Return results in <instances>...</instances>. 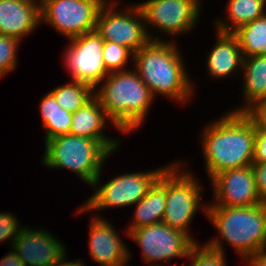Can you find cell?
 I'll return each instance as SVG.
<instances>
[{
  "label": "cell",
  "mask_w": 266,
  "mask_h": 266,
  "mask_svg": "<svg viewBox=\"0 0 266 266\" xmlns=\"http://www.w3.org/2000/svg\"><path fill=\"white\" fill-rule=\"evenodd\" d=\"M71 41L65 53V64L74 81L88 84L95 89L110 73L102 58L104 40L93 31L73 37Z\"/></svg>",
  "instance_id": "11"
},
{
  "label": "cell",
  "mask_w": 266,
  "mask_h": 266,
  "mask_svg": "<svg viewBox=\"0 0 266 266\" xmlns=\"http://www.w3.org/2000/svg\"><path fill=\"white\" fill-rule=\"evenodd\" d=\"M253 121L266 131V102H260L246 111Z\"/></svg>",
  "instance_id": "31"
},
{
  "label": "cell",
  "mask_w": 266,
  "mask_h": 266,
  "mask_svg": "<svg viewBox=\"0 0 266 266\" xmlns=\"http://www.w3.org/2000/svg\"><path fill=\"white\" fill-rule=\"evenodd\" d=\"M40 109L46 129V141L70 133L73 113L61 108L50 92L43 97Z\"/></svg>",
  "instance_id": "21"
},
{
  "label": "cell",
  "mask_w": 266,
  "mask_h": 266,
  "mask_svg": "<svg viewBox=\"0 0 266 266\" xmlns=\"http://www.w3.org/2000/svg\"><path fill=\"white\" fill-rule=\"evenodd\" d=\"M41 21L40 2L0 0V35L21 39Z\"/></svg>",
  "instance_id": "15"
},
{
  "label": "cell",
  "mask_w": 266,
  "mask_h": 266,
  "mask_svg": "<svg viewBox=\"0 0 266 266\" xmlns=\"http://www.w3.org/2000/svg\"><path fill=\"white\" fill-rule=\"evenodd\" d=\"M248 263L250 266H266V248H261L254 253Z\"/></svg>",
  "instance_id": "32"
},
{
  "label": "cell",
  "mask_w": 266,
  "mask_h": 266,
  "mask_svg": "<svg viewBox=\"0 0 266 266\" xmlns=\"http://www.w3.org/2000/svg\"><path fill=\"white\" fill-rule=\"evenodd\" d=\"M125 263L127 264V262H124V263H121V264H118V265H115V266H124Z\"/></svg>",
  "instance_id": "35"
},
{
  "label": "cell",
  "mask_w": 266,
  "mask_h": 266,
  "mask_svg": "<svg viewBox=\"0 0 266 266\" xmlns=\"http://www.w3.org/2000/svg\"><path fill=\"white\" fill-rule=\"evenodd\" d=\"M18 224L19 223L17 222L16 218H14L11 214L0 213V243L1 241H6L12 236L11 238H13V244L21 230L20 226H17Z\"/></svg>",
  "instance_id": "28"
},
{
  "label": "cell",
  "mask_w": 266,
  "mask_h": 266,
  "mask_svg": "<svg viewBox=\"0 0 266 266\" xmlns=\"http://www.w3.org/2000/svg\"><path fill=\"white\" fill-rule=\"evenodd\" d=\"M198 0H148L138 5L144 21L171 35L190 30L199 17Z\"/></svg>",
  "instance_id": "12"
},
{
  "label": "cell",
  "mask_w": 266,
  "mask_h": 266,
  "mask_svg": "<svg viewBox=\"0 0 266 266\" xmlns=\"http://www.w3.org/2000/svg\"><path fill=\"white\" fill-rule=\"evenodd\" d=\"M217 45L208 55V70L215 77L228 76L244 61L238 40L233 33L218 31Z\"/></svg>",
  "instance_id": "18"
},
{
  "label": "cell",
  "mask_w": 266,
  "mask_h": 266,
  "mask_svg": "<svg viewBox=\"0 0 266 266\" xmlns=\"http://www.w3.org/2000/svg\"><path fill=\"white\" fill-rule=\"evenodd\" d=\"M89 240L92 259L100 266H115L127 262L129 252L105 219L93 217Z\"/></svg>",
  "instance_id": "16"
},
{
  "label": "cell",
  "mask_w": 266,
  "mask_h": 266,
  "mask_svg": "<svg viewBox=\"0 0 266 266\" xmlns=\"http://www.w3.org/2000/svg\"><path fill=\"white\" fill-rule=\"evenodd\" d=\"M165 168L114 177L105 185L98 187L95 194L87 200L88 202L80 208L78 213L86 210L136 204L147 194L149 188Z\"/></svg>",
  "instance_id": "9"
},
{
  "label": "cell",
  "mask_w": 266,
  "mask_h": 266,
  "mask_svg": "<svg viewBox=\"0 0 266 266\" xmlns=\"http://www.w3.org/2000/svg\"><path fill=\"white\" fill-rule=\"evenodd\" d=\"M20 40L0 35V77L16 67V51Z\"/></svg>",
  "instance_id": "27"
},
{
  "label": "cell",
  "mask_w": 266,
  "mask_h": 266,
  "mask_svg": "<svg viewBox=\"0 0 266 266\" xmlns=\"http://www.w3.org/2000/svg\"><path fill=\"white\" fill-rule=\"evenodd\" d=\"M177 164L166 167V205L162 222L188 235L186 228L199 209L201 189L191 174H177Z\"/></svg>",
  "instance_id": "7"
},
{
  "label": "cell",
  "mask_w": 266,
  "mask_h": 266,
  "mask_svg": "<svg viewBox=\"0 0 266 266\" xmlns=\"http://www.w3.org/2000/svg\"><path fill=\"white\" fill-rule=\"evenodd\" d=\"M65 253L59 258V260L53 266H84L82 262L79 261H67L65 260Z\"/></svg>",
  "instance_id": "34"
},
{
  "label": "cell",
  "mask_w": 266,
  "mask_h": 266,
  "mask_svg": "<svg viewBox=\"0 0 266 266\" xmlns=\"http://www.w3.org/2000/svg\"><path fill=\"white\" fill-rule=\"evenodd\" d=\"M204 157L210 179L218 173L253 163L255 122L247 112H229L203 133Z\"/></svg>",
  "instance_id": "1"
},
{
  "label": "cell",
  "mask_w": 266,
  "mask_h": 266,
  "mask_svg": "<svg viewBox=\"0 0 266 266\" xmlns=\"http://www.w3.org/2000/svg\"><path fill=\"white\" fill-rule=\"evenodd\" d=\"M242 68L245 71L243 91L248 105L235 112H246L255 104L266 102V56L246 57Z\"/></svg>",
  "instance_id": "20"
},
{
  "label": "cell",
  "mask_w": 266,
  "mask_h": 266,
  "mask_svg": "<svg viewBox=\"0 0 266 266\" xmlns=\"http://www.w3.org/2000/svg\"><path fill=\"white\" fill-rule=\"evenodd\" d=\"M61 244L47 231L21 228L12 248L25 266H53L65 253Z\"/></svg>",
  "instance_id": "14"
},
{
  "label": "cell",
  "mask_w": 266,
  "mask_h": 266,
  "mask_svg": "<svg viewBox=\"0 0 266 266\" xmlns=\"http://www.w3.org/2000/svg\"><path fill=\"white\" fill-rule=\"evenodd\" d=\"M265 2L263 0H230L228 4V15L231 25L225 22L217 21L218 31L233 33L239 27L251 23L265 15ZM230 25V26H229Z\"/></svg>",
  "instance_id": "22"
},
{
  "label": "cell",
  "mask_w": 266,
  "mask_h": 266,
  "mask_svg": "<svg viewBox=\"0 0 266 266\" xmlns=\"http://www.w3.org/2000/svg\"><path fill=\"white\" fill-rule=\"evenodd\" d=\"M131 55L134 53L129 48L112 41H104L102 58L110 73L124 71V66Z\"/></svg>",
  "instance_id": "26"
},
{
  "label": "cell",
  "mask_w": 266,
  "mask_h": 266,
  "mask_svg": "<svg viewBox=\"0 0 266 266\" xmlns=\"http://www.w3.org/2000/svg\"><path fill=\"white\" fill-rule=\"evenodd\" d=\"M220 243V240H212L203 248L197 243L188 254V257L192 258L190 266H226Z\"/></svg>",
  "instance_id": "25"
},
{
  "label": "cell",
  "mask_w": 266,
  "mask_h": 266,
  "mask_svg": "<svg viewBox=\"0 0 266 266\" xmlns=\"http://www.w3.org/2000/svg\"><path fill=\"white\" fill-rule=\"evenodd\" d=\"M108 118L98 99L93 96L72 114L70 134L100 141L111 153L119 142L103 135L102 129Z\"/></svg>",
  "instance_id": "17"
},
{
  "label": "cell",
  "mask_w": 266,
  "mask_h": 266,
  "mask_svg": "<svg viewBox=\"0 0 266 266\" xmlns=\"http://www.w3.org/2000/svg\"><path fill=\"white\" fill-rule=\"evenodd\" d=\"M243 56H266V14L233 32Z\"/></svg>",
  "instance_id": "23"
},
{
  "label": "cell",
  "mask_w": 266,
  "mask_h": 266,
  "mask_svg": "<svg viewBox=\"0 0 266 266\" xmlns=\"http://www.w3.org/2000/svg\"><path fill=\"white\" fill-rule=\"evenodd\" d=\"M0 266H25L21 259L17 256V253L10 252L5 258L0 261Z\"/></svg>",
  "instance_id": "33"
},
{
  "label": "cell",
  "mask_w": 266,
  "mask_h": 266,
  "mask_svg": "<svg viewBox=\"0 0 266 266\" xmlns=\"http://www.w3.org/2000/svg\"><path fill=\"white\" fill-rule=\"evenodd\" d=\"M211 180L217 202L210 206L248 207L262 203L252 165L218 173Z\"/></svg>",
  "instance_id": "13"
},
{
  "label": "cell",
  "mask_w": 266,
  "mask_h": 266,
  "mask_svg": "<svg viewBox=\"0 0 266 266\" xmlns=\"http://www.w3.org/2000/svg\"><path fill=\"white\" fill-rule=\"evenodd\" d=\"M252 170L261 202L266 204V162L252 163Z\"/></svg>",
  "instance_id": "30"
},
{
  "label": "cell",
  "mask_w": 266,
  "mask_h": 266,
  "mask_svg": "<svg viewBox=\"0 0 266 266\" xmlns=\"http://www.w3.org/2000/svg\"><path fill=\"white\" fill-rule=\"evenodd\" d=\"M93 90L90 85L73 80L72 83L56 87L50 93L61 108L74 113L94 96L91 95Z\"/></svg>",
  "instance_id": "24"
},
{
  "label": "cell",
  "mask_w": 266,
  "mask_h": 266,
  "mask_svg": "<svg viewBox=\"0 0 266 266\" xmlns=\"http://www.w3.org/2000/svg\"><path fill=\"white\" fill-rule=\"evenodd\" d=\"M106 0H41V21L50 23L69 39L95 31Z\"/></svg>",
  "instance_id": "6"
},
{
  "label": "cell",
  "mask_w": 266,
  "mask_h": 266,
  "mask_svg": "<svg viewBox=\"0 0 266 266\" xmlns=\"http://www.w3.org/2000/svg\"><path fill=\"white\" fill-rule=\"evenodd\" d=\"M104 79V85L93 95L118 130L125 133L135 129L152 103L150 89L137 71L111 72Z\"/></svg>",
  "instance_id": "3"
},
{
  "label": "cell",
  "mask_w": 266,
  "mask_h": 266,
  "mask_svg": "<svg viewBox=\"0 0 266 266\" xmlns=\"http://www.w3.org/2000/svg\"><path fill=\"white\" fill-rule=\"evenodd\" d=\"M106 4L108 3H105L98 13L95 28L104 41L123 45L135 53L152 40L145 30L146 25H142L144 17L138 5L130 7V13L124 11L117 13L112 8L114 5L110 4L111 7L106 8L108 7Z\"/></svg>",
  "instance_id": "10"
},
{
  "label": "cell",
  "mask_w": 266,
  "mask_h": 266,
  "mask_svg": "<svg viewBox=\"0 0 266 266\" xmlns=\"http://www.w3.org/2000/svg\"><path fill=\"white\" fill-rule=\"evenodd\" d=\"M45 143L46 151L42 160L47 167H65L88 184L99 185L103 161L111 154L100 141L69 133Z\"/></svg>",
  "instance_id": "5"
},
{
  "label": "cell",
  "mask_w": 266,
  "mask_h": 266,
  "mask_svg": "<svg viewBox=\"0 0 266 266\" xmlns=\"http://www.w3.org/2000/svg\"><path fill=\"white\" fill-rule=\"evenodd\" d=\"M166 205V168L149 188L147 194L137 202L135 221L129 230L161 222Z\"/></svg>",
  "instance_id": "19"
},
{
  "label": "cell",
  "mask_w": 266,
  "mask_h": 266,
  "mask_svg": "<svg viewBox=\"0 0 266 266\" xmlns=\"http://www.w3.org/2000/svg\"><path fill=\"white\" fill-rule=\"evenodd\" d=\"M158 39L150 40L134 53L136 71L153 96L159 93L184 102L192 89L178 48Z\"/></svg>",
  "instance_id": "2"
},
{
  "label": "cell",
  "mask_w": 266,
  "mask_h": 266,
  "mask_svg": "<svg viewBox=\"0 0 266 266\" xmlns=\"http://www.w3.org/2000/svg\"><path fill=\"white\" fill-rule=\"evenodd\" d=\"M219 234L247 260L265 247L266 204L248 207H204Z\"/></svg>",
  "instance_id": "4"
},
{
  "label": "cell",
  "mask_w": 266,
  "mask_h": 266,
  "mask_svg": "<svg viewBox=\"0 0 266 266\" xmlns=\"http://www.w3.org/2000/svg\"><path fill=\"white\" fill-rule=\"evenodd\" d=\"M127 231V235L141 246L143 257L148 263L168 261L174 257L184 258L197 244L190 234L173 229L162 221Z\"/></svg>",
  "instance_id": "8"
},
{
  "label": "cell",
  "mask_w": 266,
  "mask_h": 266,
  "mask_svg": "<svg viewBox=\"0 0 266 266\" xmlns=\"http://www.w3.org/2000/svg\"><path fill=\"white\" fill-rule=\"evenodd\" d=\"M266 162V131L255 123V140L253 163Z\"/></svg>",
  "instance_id": "29"
}]
</instances>
